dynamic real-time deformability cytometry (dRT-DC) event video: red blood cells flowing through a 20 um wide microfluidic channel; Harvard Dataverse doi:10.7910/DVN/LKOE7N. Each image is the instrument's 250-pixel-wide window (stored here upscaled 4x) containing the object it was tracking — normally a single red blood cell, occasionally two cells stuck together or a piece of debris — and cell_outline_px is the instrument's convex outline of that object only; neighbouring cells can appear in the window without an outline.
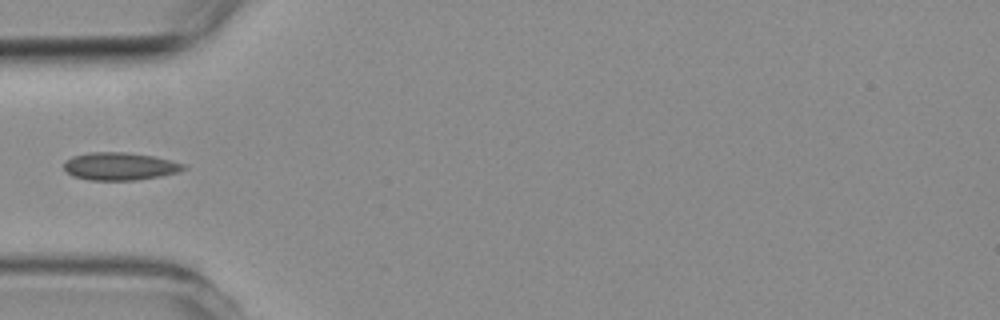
{"species": "common noctule bat (a hibernating species)", "species_latin": "Nyctalus noctula", "temperature_condition": "room temperature", "stored_images_in_passage": 3, "camera_frame_rate_fps": 3000, "um_per_image_px": 0.085, "animal": {"sex": "female", "body_mass_g": 19.3, "forearm_length_mm": 54.1}, "frame": {"image": 1, "passage_image": 3, "time_ms": 2.333, "image_size_px": [1000, 320], "cell_outline_px": [[188, 168], [180, 172], [160, 176], [136, 180], [88, 180], [72, 176], [64, 168], [64, 164], [72, 156], [88, 152], [124, 152], [152, 156], [184, 164]], "centroid_in_image_um": [10.19, 14.14], "position_along_channel_um": 74.8, "area_um2": 19.25}}